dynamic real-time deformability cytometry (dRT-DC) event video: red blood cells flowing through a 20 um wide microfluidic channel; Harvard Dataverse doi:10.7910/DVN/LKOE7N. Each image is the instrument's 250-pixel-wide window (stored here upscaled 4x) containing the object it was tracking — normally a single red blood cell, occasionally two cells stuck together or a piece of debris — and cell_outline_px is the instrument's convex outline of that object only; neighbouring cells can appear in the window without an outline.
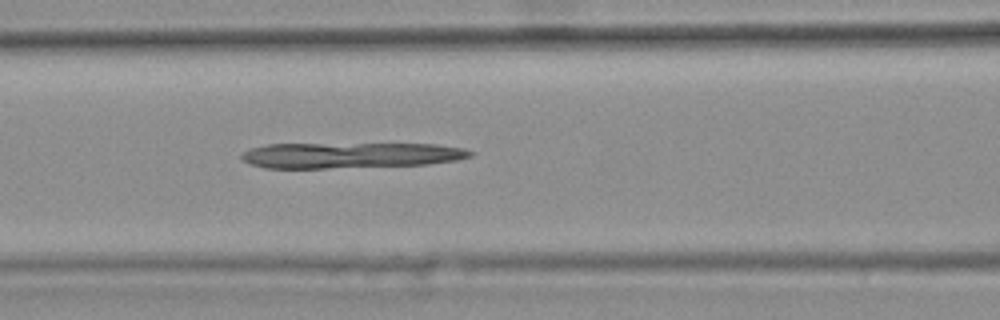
{"species": "common noctule bat (a hibernating species)", "species_latin": "Nyctalus noctula", "temperature_condition": "warm", "stored_images_in_passage": 47, "camera_frame_rate_fps": 3000, "um_per_image_px": 0.085, "animal": {"sex": "female", "body_mass_g": 25.1}, "frame": {"image": 1, "passage_image": 22, "time_ms": 7.0, "image_size_px": [1000, 320], "cell_outline_px": [[476, 152], [472, 156], [456, 160], [428, 164], [324, 168], [264, 168], [252, 164], [244, 160], [240, 156], [244, 152], [252, 148], [268, 144], [436, 144], [464, 148]], "centroid_in_image_um": [29.83, 13.19], "position_along_channel_um": 136.8, "area_um2": 34.04}}
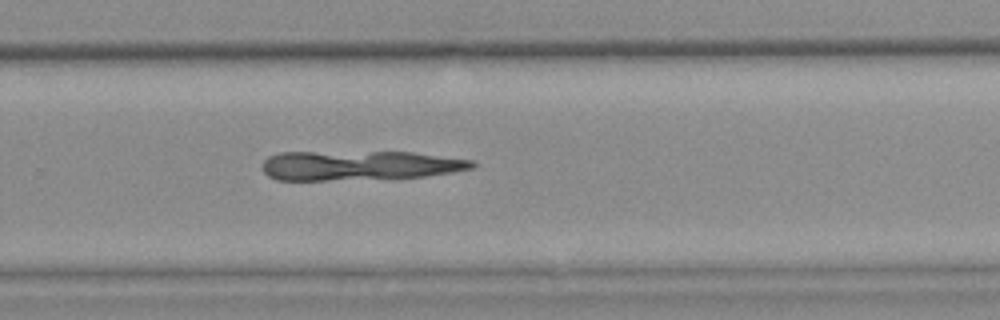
{"frame": {"image": 2, "passage_image": 35, "time_ms": 11.333, "image_size_px": [1000, 320], "cell_outline_px": [[476, 168], [452, 172], [424, 176], [328, 180], [276, 180], [268, 176], [260, 168], [260, 164], [268, 156], [280, 152], [412, 152], [472, 160], [476, 164]], "centroid_in_image_um": [30.48, 14.06], "position_along_channel_um": 299.3, "area_um2": 36.13}}